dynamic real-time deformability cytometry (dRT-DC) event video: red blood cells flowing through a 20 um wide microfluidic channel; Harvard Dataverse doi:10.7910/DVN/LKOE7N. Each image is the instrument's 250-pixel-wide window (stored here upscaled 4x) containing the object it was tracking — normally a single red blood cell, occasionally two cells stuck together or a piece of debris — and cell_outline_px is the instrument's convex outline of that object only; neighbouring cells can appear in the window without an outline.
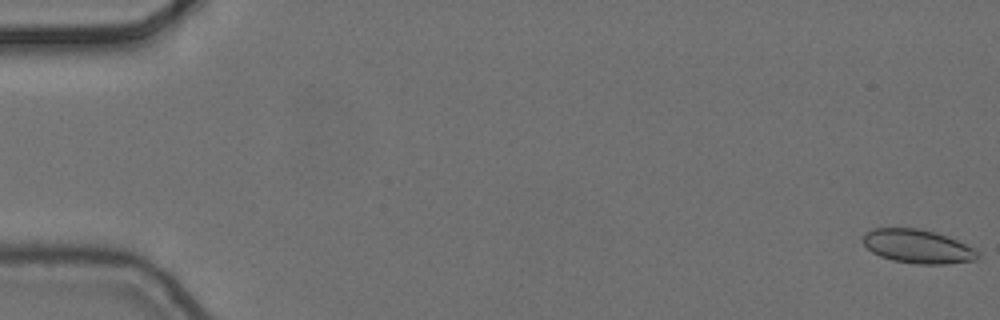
{"species": "common noctule bat (a hibernating species)", "species_latin": "Nyctalus noctula", "temperature_condition": "cold", "stored_images_in_passage": 5, "camera_frame_rate_fps": 3000, "um_per_image_px": 0.085, "animal": {"sex": "female", "body_mass_g": 24.6, "forearm_length_mm": 56.2}, "frame": {"image": 1, "passage_image": 1, "time_ms": 0.0, "image_size_px": [1000, 320], "cell_outline_px": [[980, 256], [976, 260], [948, 264], [916, 264], [892, 260], [880, 256], [872, 252], [864, 244], [864, 232], [872, 228], [916, 228], [936, 232], [948, 236], [980, 252]], "centroid_in_image_um": [78.01, 20.95], "position_along_channel_um": 7.0, "area_um2": 22.6}}